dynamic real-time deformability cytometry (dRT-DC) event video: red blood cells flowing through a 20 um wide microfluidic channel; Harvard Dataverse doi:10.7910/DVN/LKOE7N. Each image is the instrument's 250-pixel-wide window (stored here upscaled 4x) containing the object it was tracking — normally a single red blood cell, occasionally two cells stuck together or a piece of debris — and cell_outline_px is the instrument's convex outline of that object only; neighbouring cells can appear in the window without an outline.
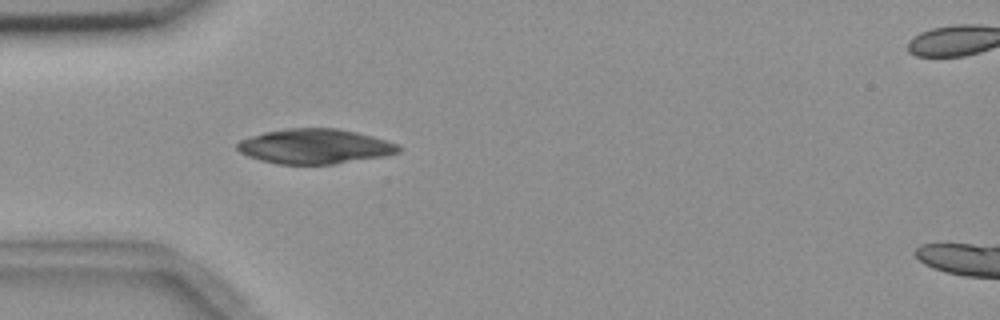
{"species": "common noctule bat (a hibernating species)", "species_latin": "Nyctalus noctula", "temperature_condition": "room temperature", "stored_images_in_passage": 4, "camera_frame_rate_fps": 3000, "um_per_image_px": 0.085, "animal": {"sex": "female", "body_mass_g": 18.4}, "frame": {"image": 1, "passage_image": 3, "time_ms": 2.333, "image_size_px": [1000, 320], "cell_outline_px": [[400, 152], [384, 156], [332, 164], [276, 164], [260, 160], [248, 156], [240, 152], [236, 148], [236, 144], [240, 140], [264, 132], [288, 128], [336, 128], [356, 132], [372, 136], [396, 144], [400, 148]], "centroid_in_image_um": [26.72, 12.44], "position_along_channel_um": 58.3, "area_um2": 32.54}}